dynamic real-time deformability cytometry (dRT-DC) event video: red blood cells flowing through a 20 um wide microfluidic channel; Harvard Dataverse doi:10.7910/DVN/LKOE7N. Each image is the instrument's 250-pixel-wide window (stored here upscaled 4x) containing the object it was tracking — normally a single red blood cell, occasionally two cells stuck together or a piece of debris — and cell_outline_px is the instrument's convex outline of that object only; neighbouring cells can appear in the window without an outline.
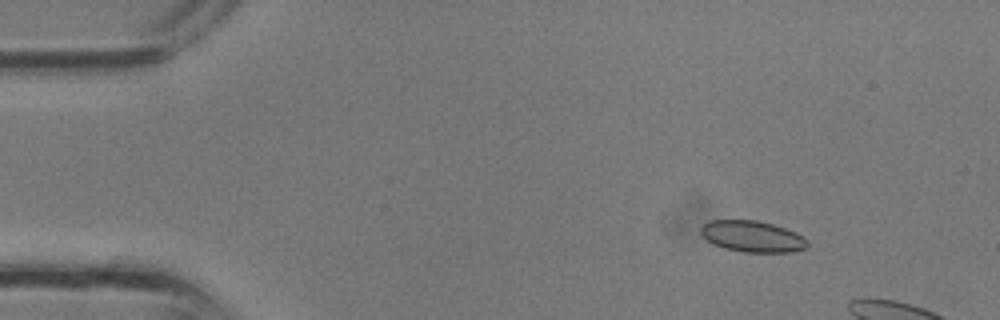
{"species": "common noctule bat (a hibernating species)", "species_latin": "Nyctalus noctula", "temperature_condition": "room temperature", "stored_images_in_passage": 6, "camera_frame_rate_fps": 3000, "um_per_image_px": 0.085, "animal": {"sex": "male", "body_mass_g": 13.3}, "frame": {"image": 1, "passage_image": 2, "time_ms": 0.333, "image_size_px": [1000, 320], "cell_outline_px": [[808, 248], [792, 252], [744, 252], [724, 248], [708, 240], [700, 232], [700, 228], [708, 220], [756, 220], [772, 224], [796, 232], [804, 236], [808, 240]], "centroid_in_image_um": [64.0, 20.09], "position_along_channel_um": 21.0, "area_um2": 19.42}}